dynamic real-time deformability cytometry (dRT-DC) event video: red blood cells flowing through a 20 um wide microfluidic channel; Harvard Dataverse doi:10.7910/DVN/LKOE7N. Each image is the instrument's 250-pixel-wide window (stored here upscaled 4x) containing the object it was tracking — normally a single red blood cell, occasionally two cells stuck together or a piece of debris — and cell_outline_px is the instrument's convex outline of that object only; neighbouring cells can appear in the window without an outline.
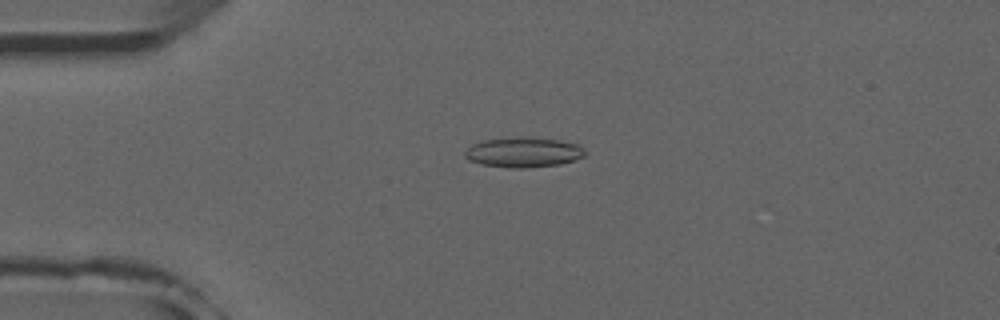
{"species": "common noctule bat (a hibernating species)", "species_latin": "Nyctalus noctula", "temperature_condition": "room temperature", "stored_images_in_passage": 52, "camera_frame_rate_fps": 3000, "um_per_image_px": 0.085, "animal": {"sex": "male", "forearm_length_mm": 52.5}, "frame": {"image": 1, "passage_image": 13, "time_ms": 4.0, "image_size_px": [1000, 320], "cell_outline_px": [[584, 156], [560, 164], [520, 168], [512, 168], [480, 164], [468, 160], [464, 156], [464, 152], [472, 144], [484, 140], [520, 136], [560, 140], [580, 144], [584, 152]], "centroid_in_image_um": [44.46, 12.93], "position_along_channel_um": 40.5, "area_um2": 20.98}}
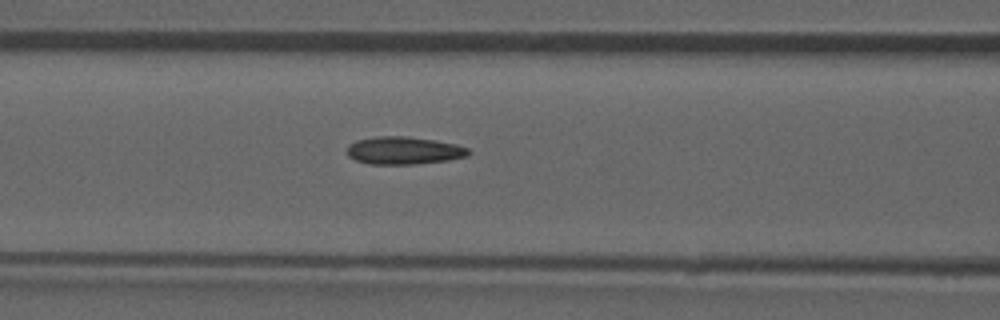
{"frame": {"image": 2, "passage_image": 22, "time_ms": 7.0, "image_size_px": [1000, 320], "cell_outline_px": [[472, 152], [468, 156], [448, 160], [416, 164], [372, 164], [356, 160], [348, 156], [348, 144], [356, 140], [376, 136], [404, 136], [436, 140], [456, 144], [468, 148]], "centroid_in_image_um": [34.35, 12.79], "position_along_channel_um": 132.3, "area_um2": 19.65}}
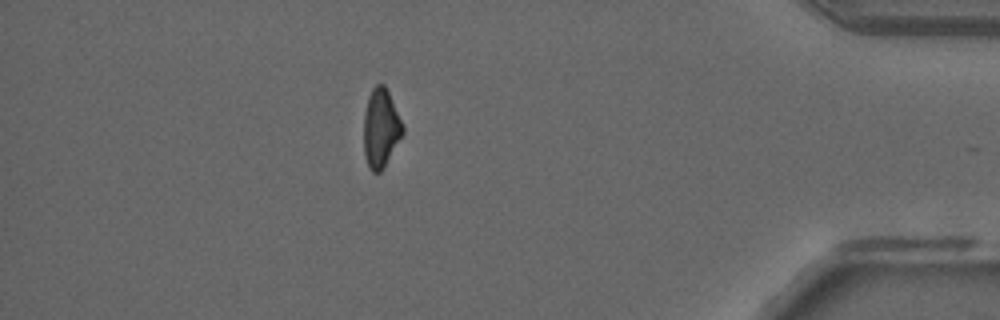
{"frame": {"image": 3, "passage_image": 46, "time_ms": 15.0, "image_size_px": [1000, 320], "cell_outline_px": [[404, 132], [384, 168], [380, 172], [372, 172], [368, 168], [364, 156], [364, 112], [368, 96], [372, 88], [376, 84], [384, 84], [404, 124]], "centroid_in_image_um": [32.37, 10.91], "position_along_channel_um": 402.8, "area_um2": 18.09}, "authors_computed_cell_mechanics": {"area_um2": 19.0162, "velocity_mm_per_s": 3.9544, "shape_relaxation_time_tau1_ms": null, "shape_relaxation_time_tau2_ms": 2.9204, "deformation_change_tau1": null, "deformation_change_tau2": 0.1046}}